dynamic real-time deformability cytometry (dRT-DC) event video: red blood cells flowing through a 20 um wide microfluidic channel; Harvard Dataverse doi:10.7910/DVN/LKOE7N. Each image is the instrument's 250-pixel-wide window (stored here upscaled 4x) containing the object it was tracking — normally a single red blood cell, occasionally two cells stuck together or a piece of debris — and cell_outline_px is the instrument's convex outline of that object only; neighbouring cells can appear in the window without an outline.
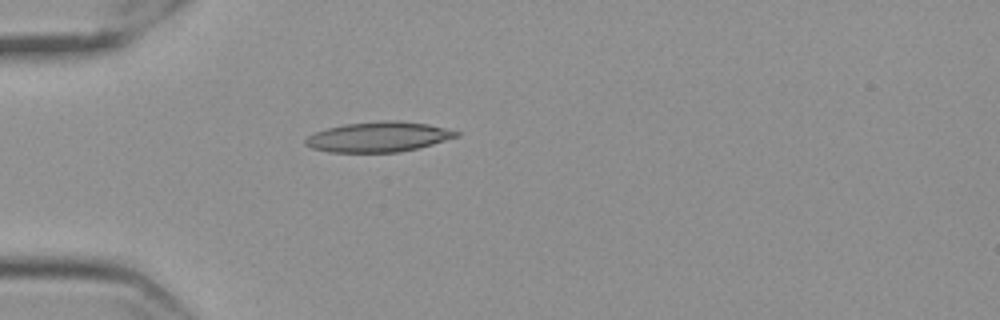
{"species": "Egyptian fruit bat (a non-hibernating species)", "species_latin": "Rousettus aegyptiacus", "temperature_condition": "cold", "stored_images_in_passage": 42, "camera_frame_rate_fps": 3000, "um_per_image_px": 0.085, "frame": {"image": 1, "passage_image": 1, "time_ms": 0.0, "image_size_px": [1000, 320], "cell_outline_px": [[460, 136], [432, 144], [400, 152], [328, 152], [312, 148], [304, 144], [304, 140], [308, 136], [316, 132], [328, 128], [344, 124], [380, 120], [400, 120], [428, 124], [460, 132]], "centroid_in_image_um": [32.17, 11.63], "position_along_channel_um": 52.8, "area_um2": 26.47}}
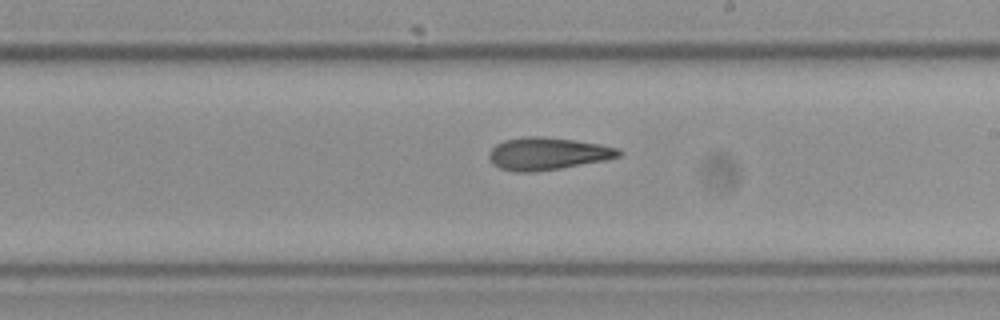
{"frame": {"image": 2, "passage_image": 18, "time_ms": 5.667, "image_size_px": [1000, 320], "cell_outline_px": [[624, 152], [620, 156], [604, 160], [560, 168], [528, 172], [516, 172], [500, 168], [492, 164], [488, 156], [488, 152], [496, 144], [504, 140], [524, 136], [544, 136], [576, 140], [600, 144], [620, 148]], "centroid_in_image_um": [46.54, 13.04], "position_along_channel_um": 242.5, "area_um2": 24.62}}
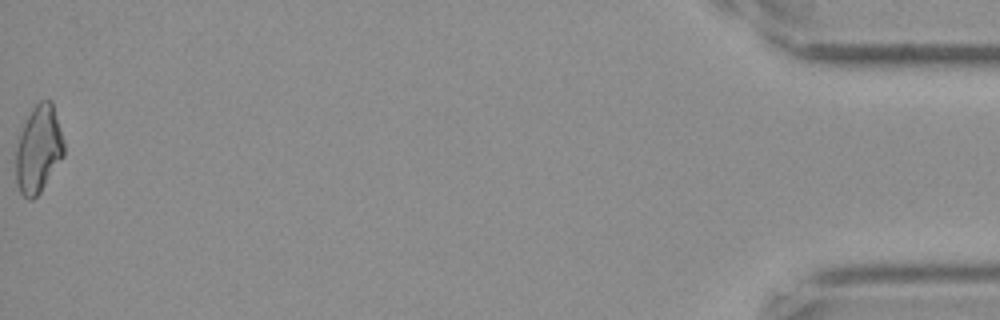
{"frame": {"image": 3, "passage_image": 42, "time_ms": 13.667, "image_size_px": [1000, 320], "cell_outline_px": [[64, 156], [40, 192], [32, 200], [28, 200], [20, 192], [16, 184], [16, 148], [24, 124], [32, 108], [40, 100], [52, 100], [64, 140]], "centroid_in_image_um": [3.28, 12.69], "position_along_channel_um": 431.9, "area_um2": 24.39}, "authors_computed_cell_mechanics": {"area_um2": 24.276, "velocity_mm_per_s": 3.5414, "shape_relaxation_time_tau1_ms": 7.4156, "shape_relaxation_time_tau2_ms": 4.3404, "deformation_change_tau1": 0.191, "deformation_change_tau2": 0.1227}}